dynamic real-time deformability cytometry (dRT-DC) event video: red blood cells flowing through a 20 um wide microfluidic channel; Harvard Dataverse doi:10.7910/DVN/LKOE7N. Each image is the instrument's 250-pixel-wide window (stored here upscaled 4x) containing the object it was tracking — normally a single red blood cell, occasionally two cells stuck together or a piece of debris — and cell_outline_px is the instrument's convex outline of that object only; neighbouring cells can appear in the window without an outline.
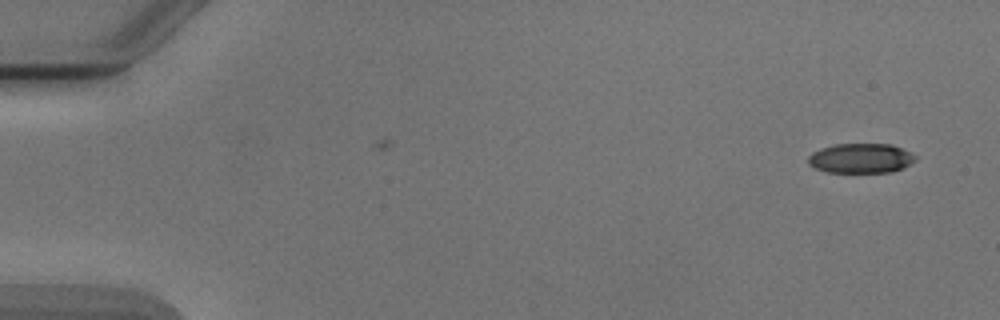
{"species": "Egyptian fruit bat (a non-hibernating species)", "species_latin": "Rousettus aegyptiacus", "temperature_condition": "cold", "stored_images_in_passage": 2, "camera_frame_rate_fps": 3000, "um_per_image_px": 0.085, "animal": {"sex": "male"}, "frame": {"image": 1, "passage_image": 2, "time_ms": 1.0, "image_size_px": [1000, 320], "cell_outline_px": [[916, 160], [904, 168], [892, 172], [828, 172], [816, 168], [808, 164], [808, 156], [812, 152], [836, 144], [892, 144], [916, 156]], "centroid_in_image_um": [73.18, 13.46], "position_along_channel_um": 11.8, "area_um2": 18.44}}